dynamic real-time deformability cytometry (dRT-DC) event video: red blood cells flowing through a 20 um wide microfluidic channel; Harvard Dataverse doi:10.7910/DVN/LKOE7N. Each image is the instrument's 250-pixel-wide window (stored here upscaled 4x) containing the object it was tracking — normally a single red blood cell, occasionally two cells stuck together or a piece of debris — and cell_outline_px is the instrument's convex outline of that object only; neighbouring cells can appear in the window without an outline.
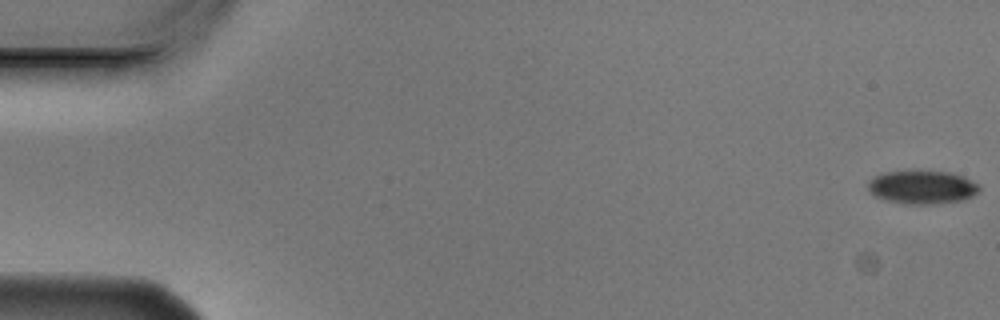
{"species": "Egyptian fruit bat (a non-hibernating species)", "species_latin": "Rousettus aegyptiacus", "temperature_condition": "cold", "stored_images_in_passage": 5, "camera_frame_rate_fps": 3000, "um_per_image_px": 0.085, "animal": {"sex": "male"}, "frame": {"image": 1, "passage_image": 1, "time_ms": 0.0, "image_size_px": [1000, 320], "cell_outline_px": [[980, 188], [972, 196], [960, 200], [932, 204], [908, 204], [884, 200], [876, 196], [868, 188], [868, 180], [872, 176], [884, 172], [952, 172], [964, 176], [980, 184]], "centroid_in_image_um": [78.38, 15.91], "position_along_channel_um": 6.6, "area_um2": 21.44}}
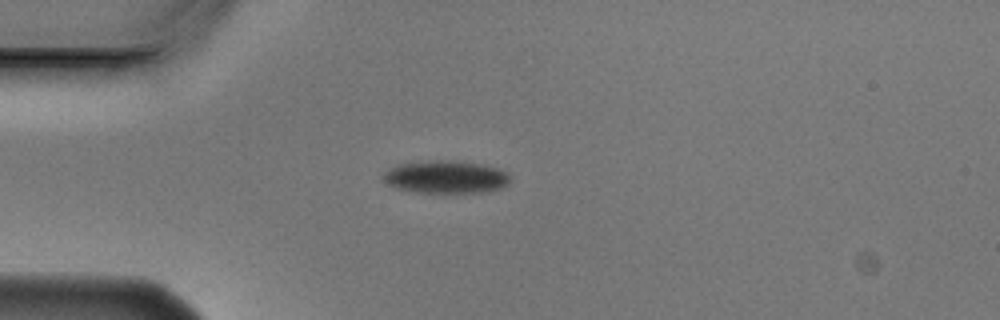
{"frame": {"image": 2, "passage_image": 5, "time_ms": 1.333, "image_size_px": [1000, 320], "cell_outline_px": [[512, 180], [508, 184], [500, 188], [480, 192], [420, 192], [400, 188], [384, 184], [384, 172], [400, 164], [428, 160], [452, 160], [484, 164], [508, 172]], "centroid_in_image_um": [37.94, 15.02], "position_along_channel_um": 47.1, "area_um2": 24.04}}